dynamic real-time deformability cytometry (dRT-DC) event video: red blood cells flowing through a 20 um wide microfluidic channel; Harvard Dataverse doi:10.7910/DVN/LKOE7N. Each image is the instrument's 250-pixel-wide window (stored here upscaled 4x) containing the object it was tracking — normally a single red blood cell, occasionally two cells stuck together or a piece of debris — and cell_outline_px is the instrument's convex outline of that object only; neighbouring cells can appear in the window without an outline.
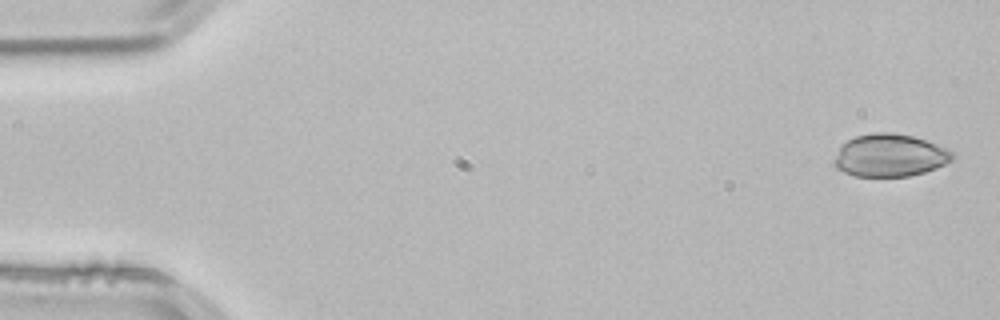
{"species": "common noctule bat (a hibernating species)", "species_latin": "Nyctalus noctula", "temperature_condition": "room temperature", "stored_images_in_passage": 11, "camera_frame_rate_fps": 3000, "um_per_image_px": 0.085, "animal": {"sex": "male", "body_mass_g": 21.5, "forearm_length_mm": 52.0}, "frame": {"image": 1, "passage_image": 1, "time_ms": 0.0, "image_size_px": [1000, 320], "cell_outline_px": [[952, 160], [936, 168], [924, 172], [908, 176], [856, 176], [844, 172], [836, 168], [832, 164], [832, 160], [840, 144], [856, 136], [876, 132], [892, 132], [912, 136], [948, 148], [952, 152]], "centroid_in_image_um": [75.58, 13.2], "position_along_channel_um": 9.4, "area_um2": 29.42}}